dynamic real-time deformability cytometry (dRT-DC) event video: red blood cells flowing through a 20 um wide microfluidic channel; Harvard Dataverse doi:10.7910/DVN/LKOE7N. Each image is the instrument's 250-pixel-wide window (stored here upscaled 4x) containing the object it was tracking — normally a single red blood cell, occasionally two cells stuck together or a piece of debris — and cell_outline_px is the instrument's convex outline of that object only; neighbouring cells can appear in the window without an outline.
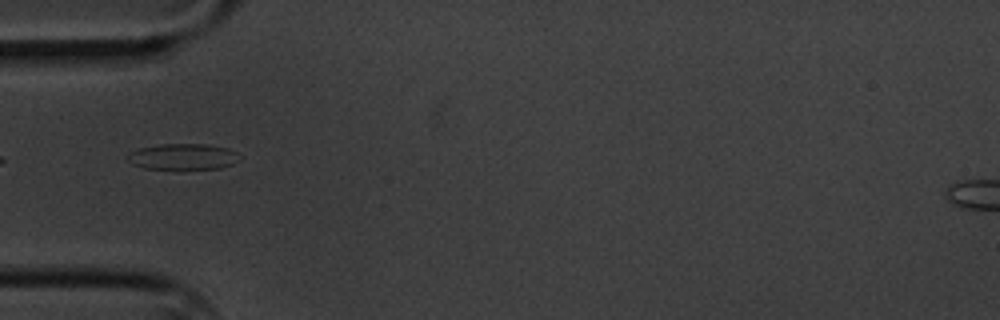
{"species": "common noctule bat (a hibernating species)", "species_latin": "Nyctalus noctula", "temperature_condition": "cold", "stored_images_in_passage": 6, "camera_frame_rate_fps": 3000, "um_per_image_px": 0.085, "animal": {"sex": "male", "body_mass_g": 20.1, "forearm_length_mm": 53.5}, "frame": {"image": 1, "passage_image": 2, "time_ms": 1.0, "image_size_px": [1000, 320], "cell_outline_px": [[240, 160], [232, 164], [220, 168], [176, 172], [144, 168], [132, 164], [128, 160], [128, 152], [140, 148], [160, 144], [208, 144], [228, 148], [236, 152], [240, 156]], "centroid_in_image_um": [15.55, 13.37], "position_along_channel_um": 69.4, "area_um2": 17.92}}
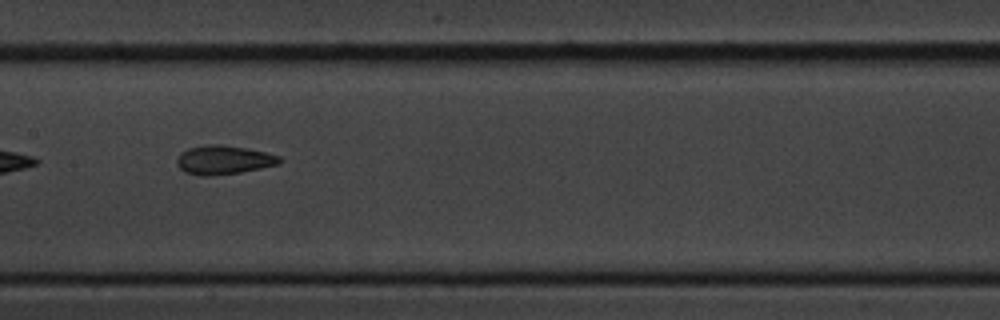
{"frame": {"image": 2, "passage_image": 5, "time_ms": 4.333, "image_size_px": [1000, 320], "cell_outline_px": [[284, 160], [280, 164], [240, 172], [208, 176], [200, 176], [184, 172], [176, 164], [176, 156], [180, 152], [188, 148], [204, 144], [216, 144], [248, 148], [280, 156]], "centroid_in_image_um": [18.98, 13.58], "position_along_channel_um": 188.4, "area_um2": 17.51}}
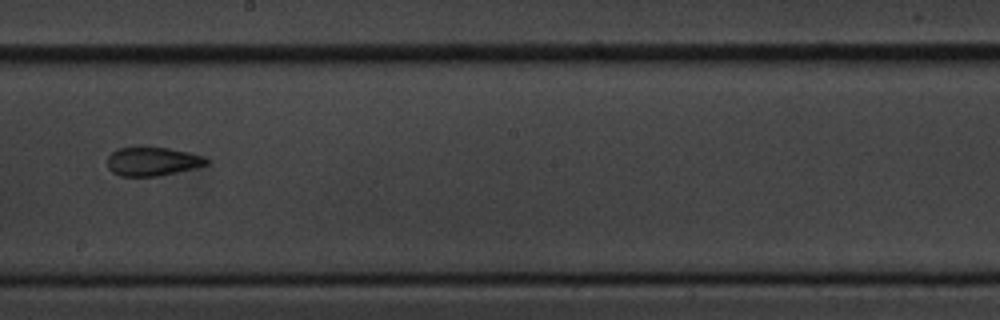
{"frame": {"image": 3, "passage_image": 6, "time_ms": 5.667, "image_size_px": [1000, 320], "cell_outline_px": [[208, 164], [196, 168], [160, 176], [120, 176], [112, 172], [108, 168], [108, 156], [116, 148], [140, 144], [168, 148], [188, 152], [204, 156], [208, 160]], "centroid_in_image_um": [12.93, 13.68], "position_along_channel_um": 235.3, "area_um2": 17.28}}